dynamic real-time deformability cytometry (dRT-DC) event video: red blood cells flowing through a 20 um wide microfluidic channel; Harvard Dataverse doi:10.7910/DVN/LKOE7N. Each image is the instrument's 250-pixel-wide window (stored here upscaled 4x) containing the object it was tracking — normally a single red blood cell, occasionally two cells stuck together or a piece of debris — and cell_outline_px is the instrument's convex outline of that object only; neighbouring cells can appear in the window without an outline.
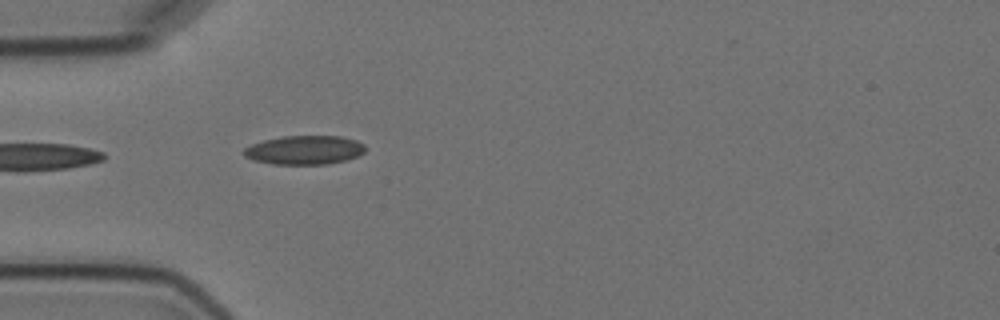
{"species": "Egyptian fruit bat (a non-hibernating species)", "species_latin": "Rousettus aegyptiacus", "temperature_condition": "cold", "stored_images_in_passage": 2, "camera_frame_rate_fps": 3000, "um_per_image_px": 0.085, "animal": {"sex": "female"}, "frame": {"image": 1, "passage_image": 2, "time_ms": 1.333, "image_size_px": [1000, 320], "cell_outline_px": [[364, 152], [356, 156], [344, 160], [328, 164], [272, 164], [252, 160], [244, 156], [240, 152], [244, 148], [252, 144], [264, 140], [284, 136], [340, 136], [356, 140], [364, 144]], "centroid_in_image_um": [25.83, 12.75], "position_along_channel_um": 59.2, "area_um2": 20.46}}